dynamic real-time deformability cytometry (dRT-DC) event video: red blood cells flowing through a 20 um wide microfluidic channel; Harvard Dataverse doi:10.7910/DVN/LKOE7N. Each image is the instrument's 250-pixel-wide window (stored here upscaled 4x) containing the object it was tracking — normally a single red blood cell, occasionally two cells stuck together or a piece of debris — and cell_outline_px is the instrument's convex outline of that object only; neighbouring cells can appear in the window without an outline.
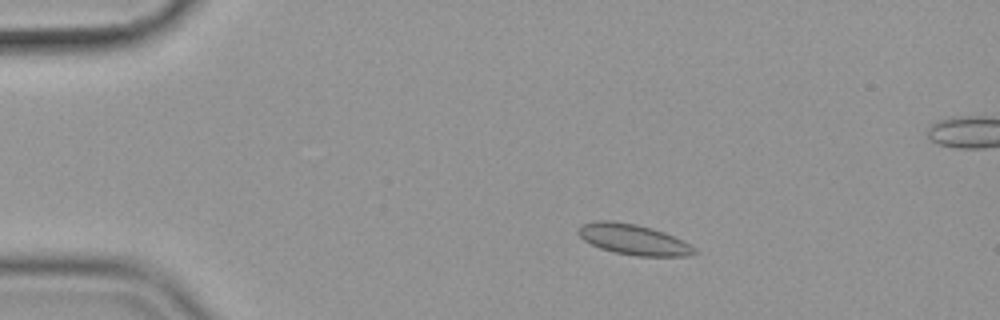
{"species": "common noctule bat (a hibernating species)", "species_latin": "Nyctalus noctula", "temperature_condition": "cold", "stored_images_in_passage": 54, "camera_frame_rate_fps": 3000, "um_per_image_px": 0.085, "animal": {"sex": "female", "body_mass_g": 19.9}, "frame": {"image": 1, "passage_image": 7, "time_ms": 2.0, "image_size_px": [1000, 320], "cell_outline_px": [[696, 252], [692, 256], [636, 256], [616, 252], [600, 248], [584, 240], [576, 232], [580, 224], [596, 220], [612, 220], [636, 224], [652, 228], [664, 232], [684, 240], [696, 248]], "centroid_in_image_um": [53.85, 20.34], "position_along_channel_um": 31.2, "area_um2": 20.87}}
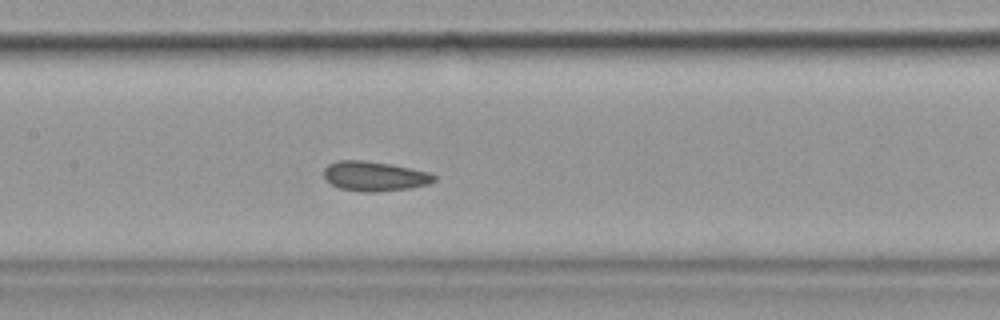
{"frame": {"image": 2, "passage_image": 24, "time_ms": 7.667, "image_size_px": [1000, 320], "cell_outline_px": [[436, 180], [428, 184], [408, 188], [376, 192], [360, 192], [340, 188], [332, 184], [324, 176], [324, 168], [328, 164], [336, 160], [364, 160], [388, 164], [428, 172], [436, 176]], "centroid_in_image_um": [31.8, 14.98], "position_along_channel_um": 175.6, "area_um2": 18.9}}
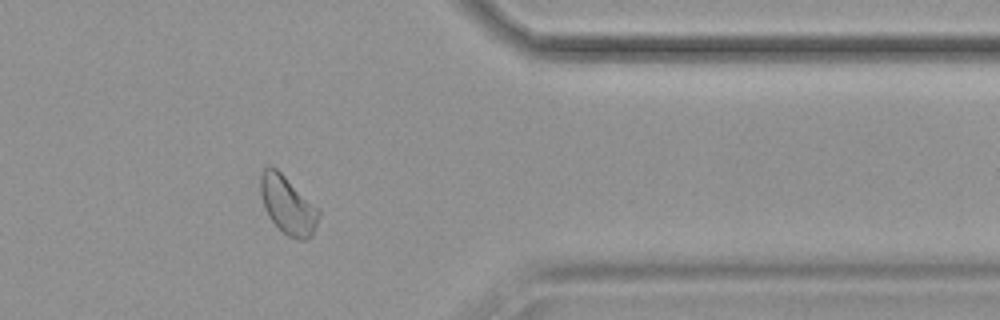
{"frame": {"image": 3, "passage_image": 43, "time_ms": 14.0, "image_size_px": [1000, 320], "cell_outline_px": [[320, 212], [312, 236], [304, 240], [300, 240], [288, 236], [268, 216], [264, 208], [260, 196], [260, 172], [268, 164], [276, 168], [320, 208]], "centroid_in_image_um": [24.45, 17.39], "position_along_channel_um": 387.0, "area_um2": 19.83}, "authors_computed_cell_mechanics": {"area_um2": 19.5942, "velocity_mm_per_s": 3.5473, "shape_relaxation_time_tau1_ms": null, "shape_relaxation_time_tau2_ms": 1.4667, "deformation_change_tau1": null, "deformation_change_tau2": 0.0487}}